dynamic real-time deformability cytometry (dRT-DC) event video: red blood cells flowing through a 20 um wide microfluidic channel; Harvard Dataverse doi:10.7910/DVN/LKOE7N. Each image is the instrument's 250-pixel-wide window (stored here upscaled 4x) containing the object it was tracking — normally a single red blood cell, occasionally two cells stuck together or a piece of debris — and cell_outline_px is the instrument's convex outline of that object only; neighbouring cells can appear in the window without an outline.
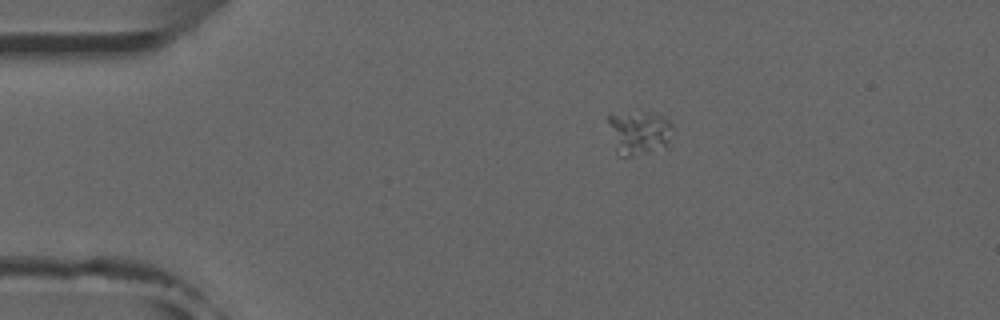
{"species": "common noctule bat (a hibernating species)", "species_latin": "Nyctalus noctula", "temperature_condition": "room temperature", "stored_images_in_passage": 43, "camera_frame_rate_fps": 3000, "um_per_image_px": 0.085, "animal": {"sex": "male", "forearm_length_mm": 52.5}, "frame": {"image": 1, "passage_image": 1, "time_ms": 0.0, "image_size_px": [1000, 320], "cell_outline_px": [[672, 128], [668, 148], [636, 156], [620, 156], [616, 152], [608, 120], [608, 112], [612, 112], [664, 116], [672, 124]], "centroid_in_image_um": [54.32, 11.32], "position_along_channel_um": 30.7, "area_um2": 16.47}}
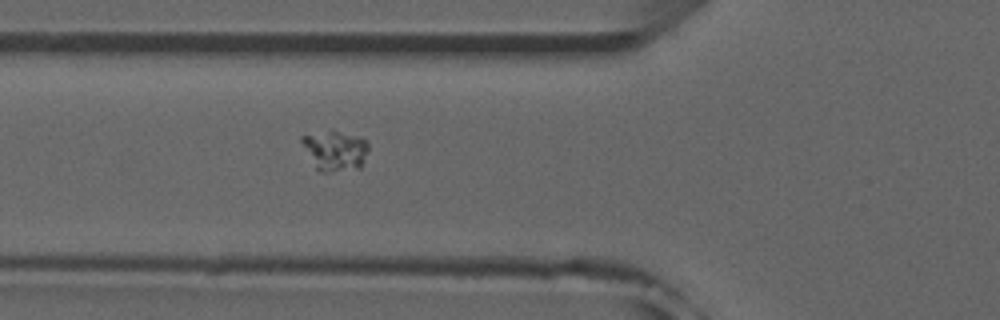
{"frame": {"image": 2, "passage_image": 10, "time_ms": 3.0, "image_size_px": [1000, 320], "cell_outline_px": [[368, 148], [360, 168], [328, 172], [320, 172], [316, 168], [300, 140], [300, 136], [332, 128], [360, 136], [368, 144]], "centroid_in_image_um": [28.47, 12.75], "position_along_channel_um": 97.3, "area_um2": 15.78}}
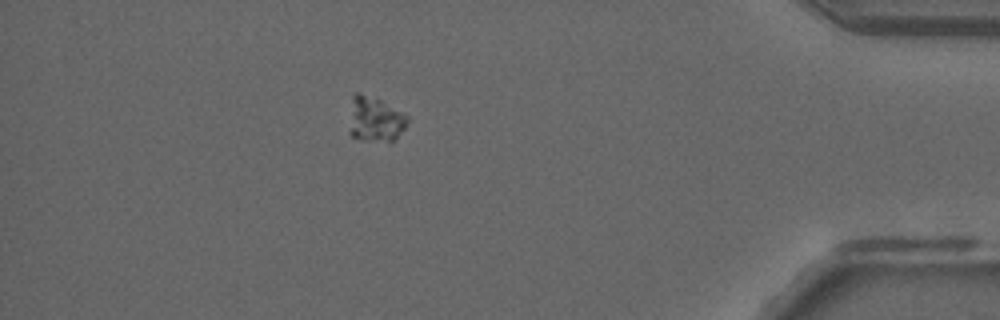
{"frame": {"image": 3, "passage_image": 37, "time_ms": 12.0, "image_size_px": [1000, 320], "cell_outline_px": [[408, 120], [404, 128], [392, 140], [388, 140], [352, 136], [348, 132], [352, 96], [356, 92], [360, 92], [380, 100], [408, 116]], "centroid_in_image_um": [31.84, 10.07], "position_along_channel_um": 403.4, "area_um2": 14.62}}